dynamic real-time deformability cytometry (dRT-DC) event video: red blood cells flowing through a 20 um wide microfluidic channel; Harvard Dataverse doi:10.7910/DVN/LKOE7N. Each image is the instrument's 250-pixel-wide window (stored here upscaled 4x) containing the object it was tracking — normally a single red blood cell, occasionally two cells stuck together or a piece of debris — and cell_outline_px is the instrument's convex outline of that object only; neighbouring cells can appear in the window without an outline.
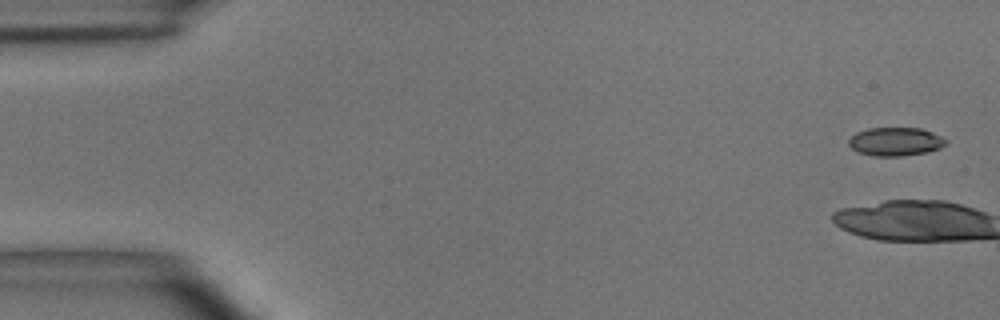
{"species": "common noctule bat (a hibernating species)", "species_latin": "Nyctalus noctula", "temperature_condition": "room temperature", "stored_images_in_passage": 3, "camera_frame_rate_fps": 3000, "um_per_image_px": 0.085, "animal": {"sex": "male", "body_mass_g": 15.6}, "frame": {"image": 1, "passage_image": 1, "time_ms": 0.0, "image_size_px": [1000, 320], "cell_outline_px": [[948, 144], [940, 148], [928, 152], [900, 156], [872, 156], [860, 152], [852, 148], [848, 144], [848, 140], [856, 132], [868, 128], [920, 128], [932, 132], [948, 140]], "centroid_in_image_um": [76.14, 12.03], "position_along_channel_um": 8.9, "area_um2": 16.18}}